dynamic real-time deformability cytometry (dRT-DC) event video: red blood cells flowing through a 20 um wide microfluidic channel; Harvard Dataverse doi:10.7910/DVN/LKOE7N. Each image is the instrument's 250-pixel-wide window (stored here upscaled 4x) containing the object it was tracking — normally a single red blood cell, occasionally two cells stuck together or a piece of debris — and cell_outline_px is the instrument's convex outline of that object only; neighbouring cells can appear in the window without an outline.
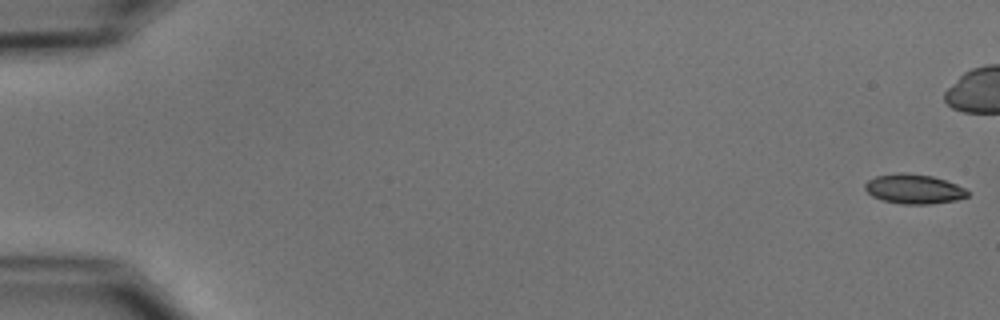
{"species": "common noctule bat (a hibernating species)", "species_latin": "Nyctalus noctula", "temperature_condition": "cold", "stored_images_in_passage": 6, "camera_frame_rate_fps": 3000, "um_per_image_px": 0.085, "animal": {"sex": "male", "body_mass_g": 15.6}, "frame": {"image": 1, "passage_image": 1, "time_ms": 0.0, "image_size_px": [1000, 320], "cell_outline_px": [[968, 196], [956, 200], [928, 204], [904, 204], [884, 200], [872, 196], [864, 188], [864, 184], [868, 180], [876, 176], [904, 172], [932, 176], [956, 184], [964, 188], [968, 192]], "centroid_in_image_um": [77.67, 16.06], "position_along_channel_um": 7.3, "area_um2": 17.46}}